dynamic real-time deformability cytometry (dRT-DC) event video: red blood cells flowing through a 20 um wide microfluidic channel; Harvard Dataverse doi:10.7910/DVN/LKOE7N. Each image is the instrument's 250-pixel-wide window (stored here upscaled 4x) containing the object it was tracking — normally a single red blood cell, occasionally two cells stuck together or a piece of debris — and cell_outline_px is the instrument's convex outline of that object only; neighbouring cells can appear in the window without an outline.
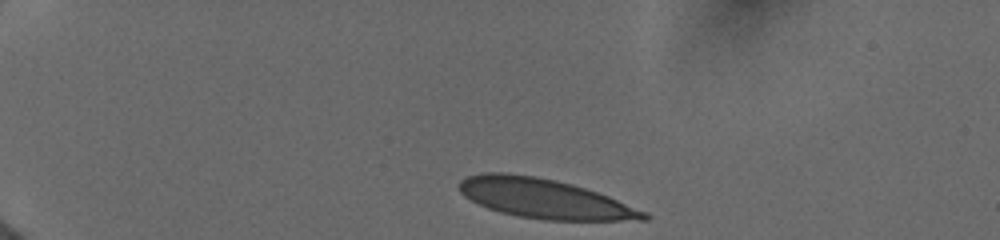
{"species": "human", "species_latin": "Homo sapiens", "temperature_condition": "cold", "stored_images_in_passage": 25, "camera_frame_rate_fps": 3000, "um_per_image_px": 0.085, "donor": {"sex": "female"}, "frame": {"image": 1, "passage_image": 1, "time_ms": 0.0, "image_size_px": [1000, 240], "cell_outline_px": [[652, 216], [648, 220], [544, 220], [520, 216], [500, 212], [488, 208], [464, 196], [460, 192], [460, 180], [468, 176], [480, 172], [504, 172], [536, 176], [556, 180], [572, 184], [608, 196], [648, 212]], "centroid_in_image_um": [46.3, 16.87], "position_along_channel_um": 38.7, "area_um2": 42.43}}
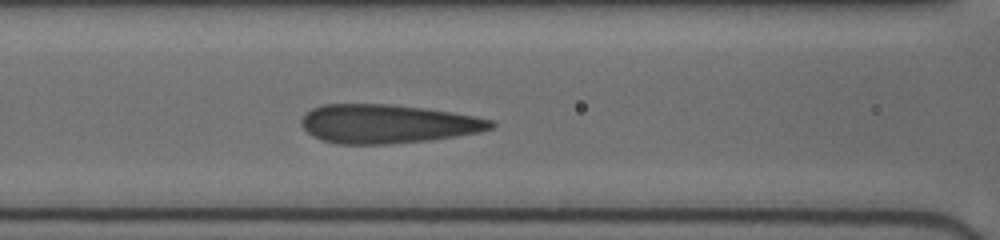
{"frame": {"image": 2, "passage_image": 11, "time_ms": 4.333, "image_size_px": [1000, 240], "cell_outline_px": [[496, 124], [492, 128], [480, 132], [432, 140], [388, 144], [336, 144], [320, 140], [312, 136], [300, 124], [300, 120], [304, 112], [320, 104], [388, 104], [424, 108], [452, 112], [476, 116], [492, 120]], "centroid_in_image_um": [32.9, 10.53], "position_along_channel_um": 133.7, "area_um2": 43.29}}
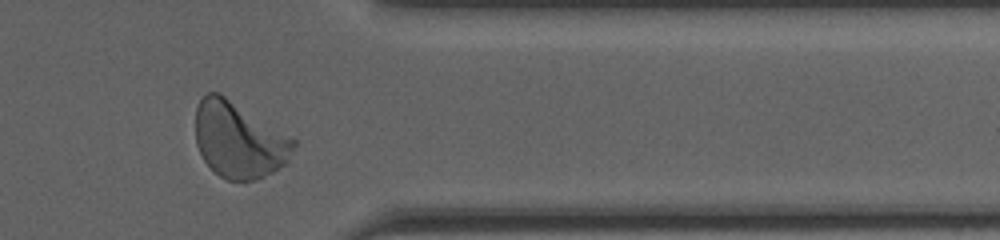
{"frame": {"image": 3, "passage_image": 21, "time_ms": 11.0, "image_size_px": [1000, 240], "cell_outline_px": [[296, 144], [288, 160], [284, 164], [272, 172], [256, 180], [224, 180], [204, 160], [196, 144], [196, 108], [200, 100], [208, 92], [220, 92], [296, 140]], "centroid_in_image_um": [20.3, 11.89], "position_along_channel_um": 391.1, "area_um2": 43.12}, "authors_computed_cell_mechanics": {"area_um2": 42.7142, "velocity_mm_per_s": 3.9491, "shape_relaxation_time_tau1_ms": 11.0453, "shape_relaxation_time_tau2_ms": null, "deformation_change_tau1": 0.2818, "deformation_change_tau2": null}}